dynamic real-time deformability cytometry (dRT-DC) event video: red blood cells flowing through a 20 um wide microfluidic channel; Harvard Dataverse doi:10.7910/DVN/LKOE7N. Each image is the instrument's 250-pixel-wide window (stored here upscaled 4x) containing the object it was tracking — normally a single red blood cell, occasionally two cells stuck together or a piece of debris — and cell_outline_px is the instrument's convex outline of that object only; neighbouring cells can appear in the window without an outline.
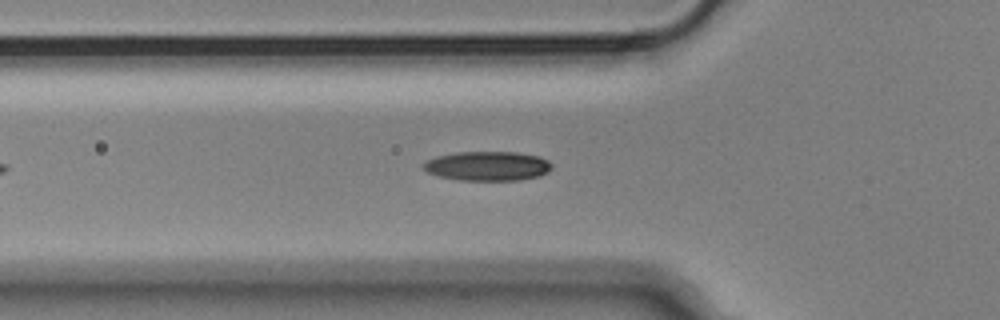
{"species": "Egyptian fruit bat (a non-hibernating species)", "species_latin": "Rousettus aegyptiacus", "temperature_condition": "cold", "stored_images_in_passage": 26, "camera_frame_rate_fps": 3000, "um_per_image_px": 0.085, "animal": {"sex": "male"}, "frame": {"image": 1, "passage_image": 5, "time_ms": 1.333, "image_size_px": [1000, 320], "cell_outline_px": [[552, 168], [548, 172], [540, 176], [520, 180], [460, 180], [440, 176], [428, 172], [424, 168], [424, 164], [428, 160], [436, 156], [456, 152], [516, 152], [540, 156], [548, 160], [552, 164]], "centroid_in_image_um": [41.5, 14.11], "position_along_channel_um": 84.3, "area_um2": 21.96}}
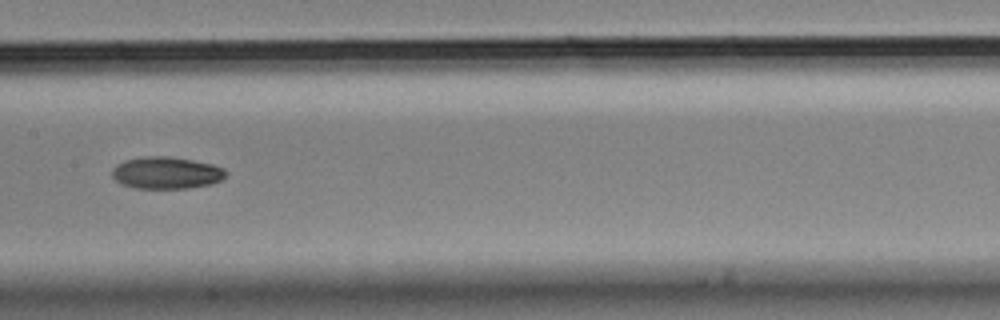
{"frame": {"image": 2, "passage_image": 14, "time_ms": 4.333, "image_size_px": [1000, 320], "cell_outline_px": [[228, 172], [220, 180], [212, 184], [188, 188], [136, 188], [120, 184], [112, 176], [112, 168], [116, 164], [124, 160], [144, 156], [168, 156], [192, 160], [212, 164], [224, 168]], "centroid_in_image_um": [14.12, 14.68], "position_along_channel_um": 193.3, "area_um2": 21.33}}
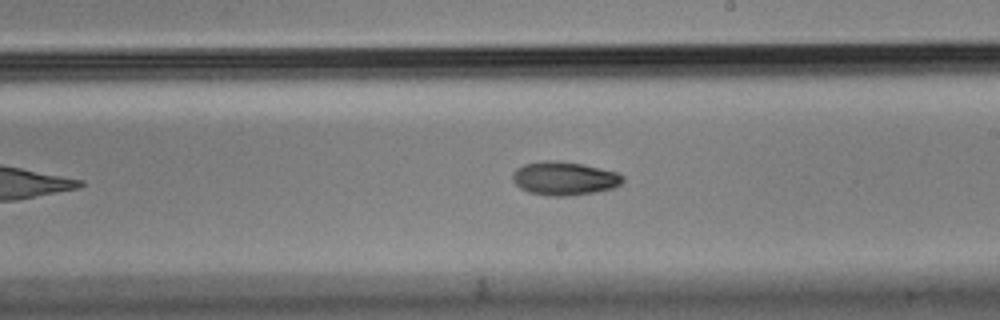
{"frame": {"image": 3, "passage_image": 18, "time_ms": 5.667, "image_size_px": [1000, 320], "cell_outline_px": [[624, 180], [620, 184], [612, 188], [592, 192], [568, 196], [548, 196], [528, 192], [520, 188], [512, 180], [512, 172], [516, 168], [524, 164], [544, 160], [556, 160], [584, 164], [620, 172], [624, 176]], "centroid_in_image_um": [47.96, 15.15], "position_along_channel_um": 241.0, "area_um2": 21.79}}